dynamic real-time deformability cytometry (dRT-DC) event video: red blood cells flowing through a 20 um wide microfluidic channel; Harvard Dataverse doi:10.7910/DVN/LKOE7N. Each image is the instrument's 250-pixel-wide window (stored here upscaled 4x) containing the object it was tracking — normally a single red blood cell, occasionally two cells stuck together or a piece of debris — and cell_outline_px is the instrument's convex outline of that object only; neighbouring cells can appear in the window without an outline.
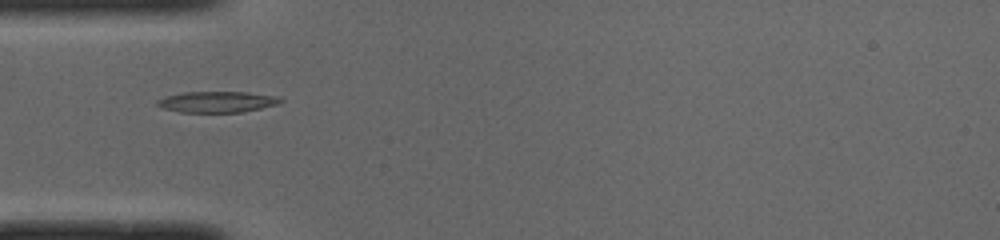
{"species": "common noctule bat (a hibernating species)", "species_latin": "Nyctalus noctula", "temperature_condition": "cold", "stored_images_in_passage": 36, "camera_frame_rate_fps": 3000, "um_per_image_px": 0.085, "animal": {"sex": "male", "body_mass_g": 19.0, "forearm_length_mm": 50.8}, "frame": {"image": 1, "passage_image": 1, "time_ms": 0.0, "image_size_px": [1000, 240], "cell_outline_px": [[284, 100], [276, 104], [260, 108], [240, 112], [180, 112], [160, 108], [156, 104], [156, 100], [168, 96], [184, 92], [248, 92], [280, 96]], "centroid_in_image_um": [18.45, 8.65], "position_along_channel_um": 66.6, "area_um2": 15.09}}
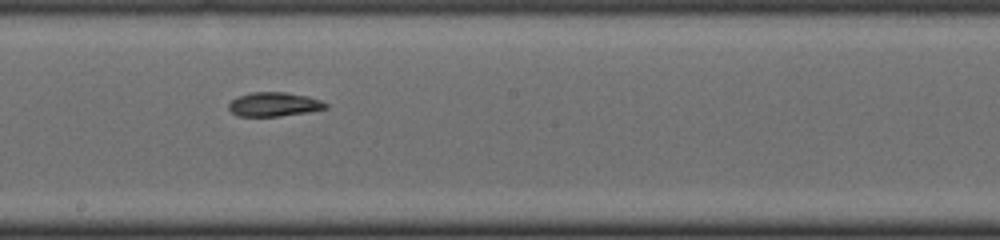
{"frame": {"image": 2, "passage_image": 13, "time_ms": 4.0, "image_size_px": [1000, 240], "cell_outline_px": [[328, 108], [308, 112], [280, 116], [240, 116], [232, 112], [228, 108], [228, 104], [236, 96], [252, 92], [284, 92], [308, 96], [320, 100], [328, 104]], "centroid_in_image_um": [23.29, 8.86], "position_along_channel_um": 224.9, "area_um2": 13.64}}
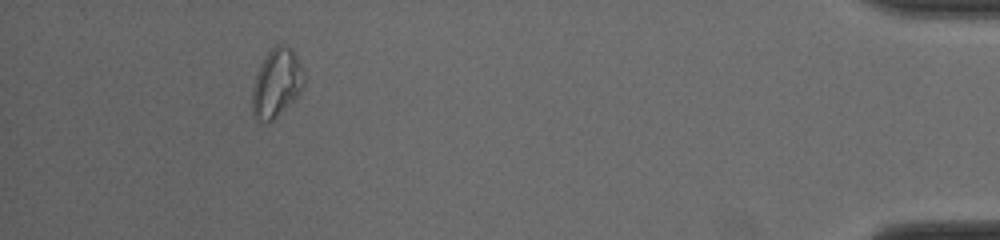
{"frame": {"image": 3, "passage_image": 32, "time_ms": 10.333, "image_size_px": [1000, 240], "cell_outline_px": [[304, 88], [272, 120], [260, 120], [252, 116], [252, 88], [260, 64], [268, 52], [276, 44], [284, 44], [296, 56], [300, 64], [304, 76]], "centroid_in_image_um": [23.49, 7.04], "position_along_channel_um": 411.7, "area_um2": 20.11}, "authors_computed_cell_mechanics": {"area_um2": 14.8835, "velocity_mm_per_s": 3.9732, "shape_relaxation_time_tau1_ms": null, "shape_relaxation_time_tau2_ms": 2.7982, "deformation_change_tau1": null, "deformation_change_tau2": 0.0748}}